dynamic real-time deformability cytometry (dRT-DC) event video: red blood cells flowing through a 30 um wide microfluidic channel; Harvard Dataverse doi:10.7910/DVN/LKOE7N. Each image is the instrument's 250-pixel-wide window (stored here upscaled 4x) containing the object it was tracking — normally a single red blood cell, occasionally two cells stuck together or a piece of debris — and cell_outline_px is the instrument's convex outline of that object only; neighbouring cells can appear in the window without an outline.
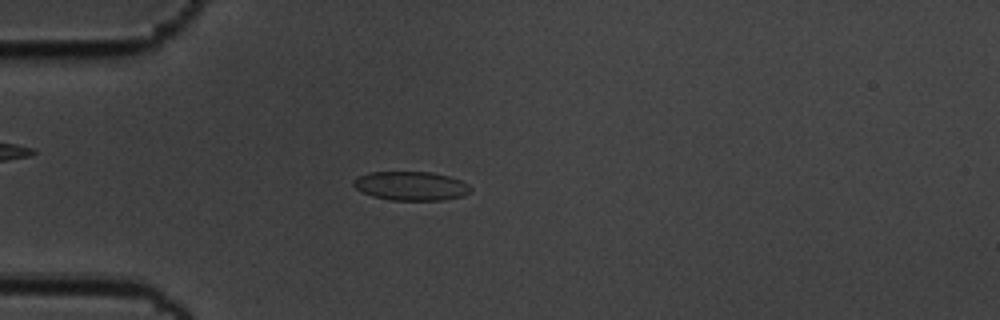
{"species": "common noctule bat (a hibernating species)", "species_latin": "Nyctalus noctula", "temperature_condition": "cold", "stored_images_in_passage": 58, "camera_frame_rate_fps": 3000, "um_per_image_px": 0.085, "animal": {"sex": "male", "body_mass_g": 19.5, "forearm_length_mm": 54.6}, "frame": {"image": 1, "passage_image": 16, "time_ms": 5.0, "image_size_px": [1000, 320], "cell_outline_px": [[472, 192], [464, 196], [440, 200], [392, 200], [372, 196], [356, 188], [352, 184], [352, 180], [368, 172], [432, 172], [448, 176], [460, 180], [468, 184], [472, 188]], "centroid_in_image_um": [34.96, 15.8], "position_along_channel_um": 50.0, "area_um2": 19.77}}
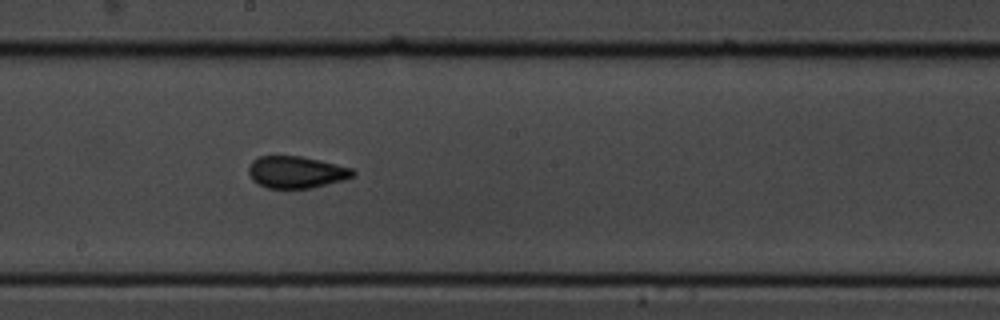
{"frame": {"image": 2, "passage_image": 32, "time_ms": 10.333, "image_size_px": [1000, 320], "cell_outline_px": [[356, 172], [352, 176], [344, 180], [312, 188], [268, 188], [252, 180], [248, 172], [248, 168], [252, 160], [260, 156], [300, 156], [320, 160], [352, 168]], "centroid_in_image_um": [25.18, 14.63], "position_along_channel_um": 223.0, "area_um2": 19.36}}
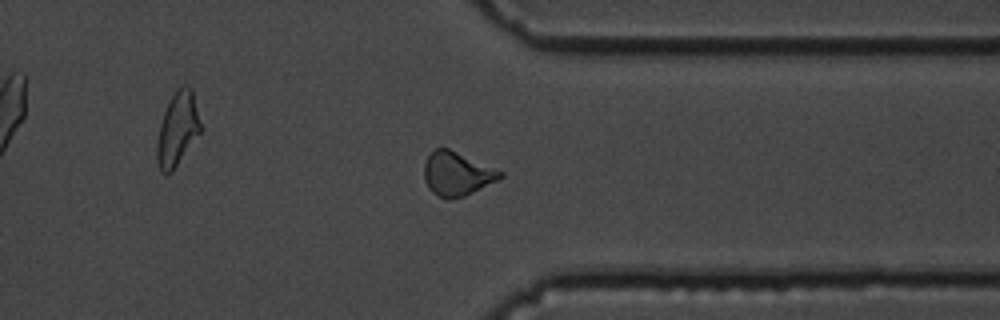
{"frame": {"image": 3, "passage_image": 45, "time_ms": 14.667, "image_size_px": [1000, 320], "cell_outline_px": [[504, 176], [464, 196], [448, 200], [432, 192], [428, 188], [424, 180], [424, 164], [428, 156], [436, 148], [448, 148], [504, 172]], "centroid_in_image_um": [38.81, 14.78], "position_along_channel_um": 372.6, "area_um2": 19.13}, "authors_computed_cell_mechanics": {"area_um2": 19.3919, "velocity_mm_per_s": 3.4859, "shape_relaxation_time_tau1_ms": 7.6414, "shape_relaxation_time_tau2_ms": 1.5343, "deformation_change_tau1": 0.1462, "deformation_change_tau2": 0.0479}}